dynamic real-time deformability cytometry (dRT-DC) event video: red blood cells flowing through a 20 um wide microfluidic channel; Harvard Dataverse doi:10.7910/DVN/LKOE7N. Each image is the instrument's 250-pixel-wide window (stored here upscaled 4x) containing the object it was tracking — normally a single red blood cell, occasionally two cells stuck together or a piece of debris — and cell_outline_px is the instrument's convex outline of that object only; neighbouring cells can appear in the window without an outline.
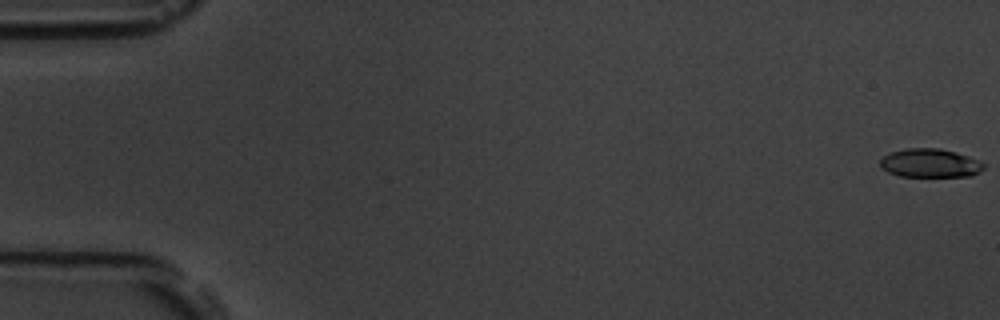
{"species": "common noctule bat (a hibernating species)", "species_latin": "Nyctalus noctula", "temperature_condition": "room temperature", "stored_images_in_passage": 14, "camera_frame_rate_fps": 3000, "um_per_image_px": 0.085, "animal": {"sex": "male", "body_mass_g": 19.5, "forearm_length_mm": 54.6}, "frame": {"image": 1, "passage_image": 1, "time_ms": 0.0, "image_size_px": [1000, 320], "cell_outline_px": [[984, 168], [972, 176], [900, 176], [888, 172], [880, 168], [880, 160], [884, 156], [892, 152], [908, 148], [940, 148], [956, 152], [968, 156], [984, 164]], "centroid_in_image_um": [79.03, 13.86], "position_along_channel_um": 6.0, "area_um2": 17.17}}